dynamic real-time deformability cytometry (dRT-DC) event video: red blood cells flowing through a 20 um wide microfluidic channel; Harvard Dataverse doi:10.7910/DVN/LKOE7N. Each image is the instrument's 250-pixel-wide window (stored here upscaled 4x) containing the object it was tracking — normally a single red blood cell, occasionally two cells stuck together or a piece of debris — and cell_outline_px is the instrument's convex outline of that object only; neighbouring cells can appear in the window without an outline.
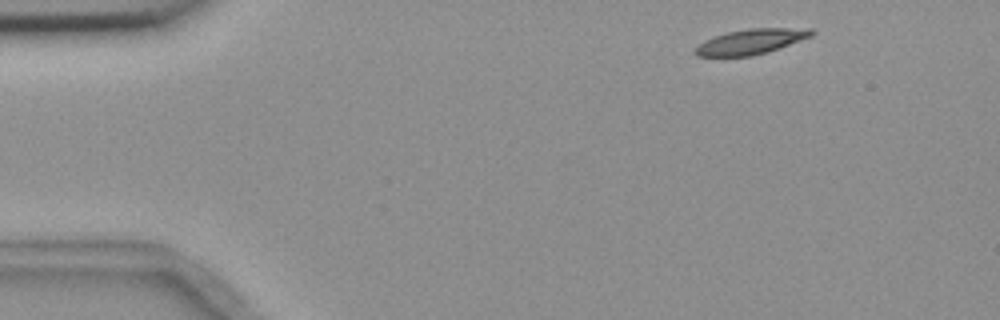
{"species": "common noctule bat (a hibernating species)", "species_latin": "Nyctalus noctula", "temperature_condition": "room temperature", "stored_images_in_passage": 4, "camera_frame_rate_fps": 3000, "um_per_image_px": 0.085, "animal": {"sex": "female", "body_mass_g": 18.4}, "frame": {"image": 1, "passage_image": 1, "time_ms": 0.0, "image_size_px": [1000, 320], "cell_outline_px": [[816, 32], [812, 36], [768, 52], [752, 56], [696, 56], [692, 52], [704, 40], [728, 32], [748, 28], [812, 28]], "centroid_in_image_um": [63.86, 3.53], "position_along_channel_um": 21.1, "area_um2": 17.05}}
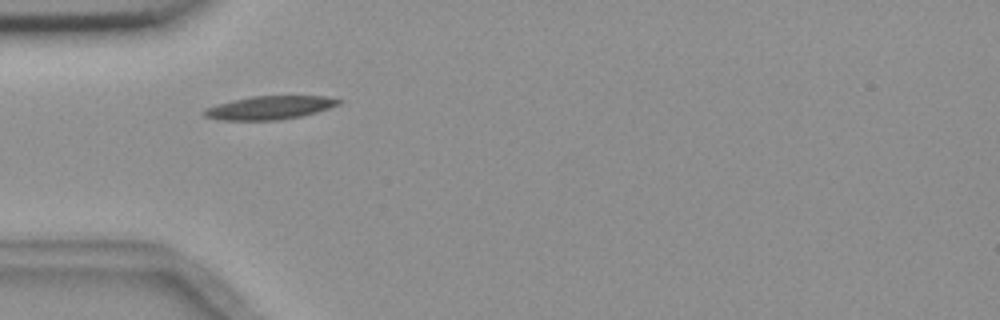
{"frame": {"image": 2, "passage_image": 3, "time_ms": 3.333, "image_size_px": [1000, 320], "cell_outline_px": [[344, 100], [340, 104], [316, 112], [300, 116], [276, 120], [220, 120], [204, 116], [200, 112], [204, 108], [232, 100], [252, 96], [324, 96]], "centroid_in_image_um": [22.88, 9.15], "position_along_channel_um": 62.1, "area_um2": 18.32}}